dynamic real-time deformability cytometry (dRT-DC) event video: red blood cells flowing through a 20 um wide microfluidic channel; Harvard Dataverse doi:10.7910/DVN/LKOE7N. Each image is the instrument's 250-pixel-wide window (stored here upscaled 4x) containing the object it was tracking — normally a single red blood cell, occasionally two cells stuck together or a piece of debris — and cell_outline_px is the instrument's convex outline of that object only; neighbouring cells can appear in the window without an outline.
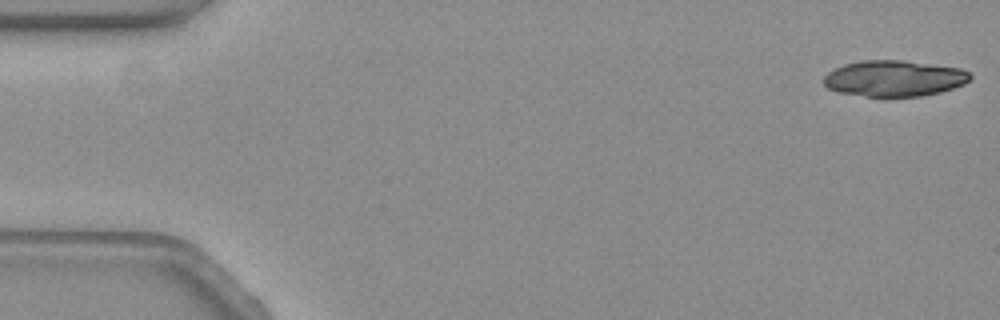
{"species": "common noctule bat (a hibernating species)", "species_latin": "Nyctalus noctula", "temperature_condition": "warm", "stored_images_in_passage": 20, "camera_frame_rate_fps": 3000, "um_per_image_px": 0.085, "animal": {"sex": "female", "body_mass_g": 19.3, "forearm_length_mm": 54.1}, "frame": {"image": 1, "passage_image": 1, "time_ms": 0.0, "image_size_px": [1000, 320], "cell_outline_px": [[972, 76], [964, 84], [940, 92], [920, 96], [868, 96], [836, 92], [828, 88], [824, 84], [824, 76], [828, 72], [844, 64], [864, 60], [900, 60], [960, 68], [968, 72]], "centroid_in_image_um": [75.98, 6.66], "position_along_channel_um": 9.0, "area_um2": 30.46}}